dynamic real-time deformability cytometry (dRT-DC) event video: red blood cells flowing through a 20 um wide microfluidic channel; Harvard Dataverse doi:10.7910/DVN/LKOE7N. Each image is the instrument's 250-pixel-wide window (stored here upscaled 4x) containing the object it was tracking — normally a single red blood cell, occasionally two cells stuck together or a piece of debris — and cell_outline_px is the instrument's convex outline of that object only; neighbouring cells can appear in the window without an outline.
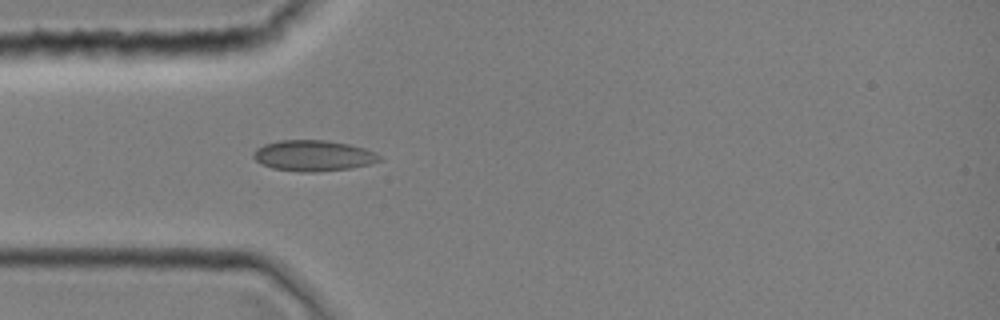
{"species": "common noctule bat (a hibernating species)", "species_latin": "Nyctalus noctula", "temperature_condition": "room temperature", "stored_images_in_passage": 1, "camera_frame_rate_fps": 3000, "um_per_image_px": 0.085, "animal": {"sex": "female", "body_mass_g": 19.0, "forearm_length_mm": 51.5}, "frame": {"image": 1, "passage_image": 1, "time_ms": 0.0, "image_size_px": [1000, 320], "cell_outline_px": [[380, 160], [368, 164], [352, 168], [312, 172], [300, 172], [272, 168], [256, 160], [252, 156], [252, 152], [256, 148], [264, 144], [280, 140], [324, 140], [348, 144], [364, 148], [376, 152], [380, 156]], "centroid_in_image_um": [26.61, 13.23], "position_along_channel_um": 58.4, "area_um2": 22.54}}